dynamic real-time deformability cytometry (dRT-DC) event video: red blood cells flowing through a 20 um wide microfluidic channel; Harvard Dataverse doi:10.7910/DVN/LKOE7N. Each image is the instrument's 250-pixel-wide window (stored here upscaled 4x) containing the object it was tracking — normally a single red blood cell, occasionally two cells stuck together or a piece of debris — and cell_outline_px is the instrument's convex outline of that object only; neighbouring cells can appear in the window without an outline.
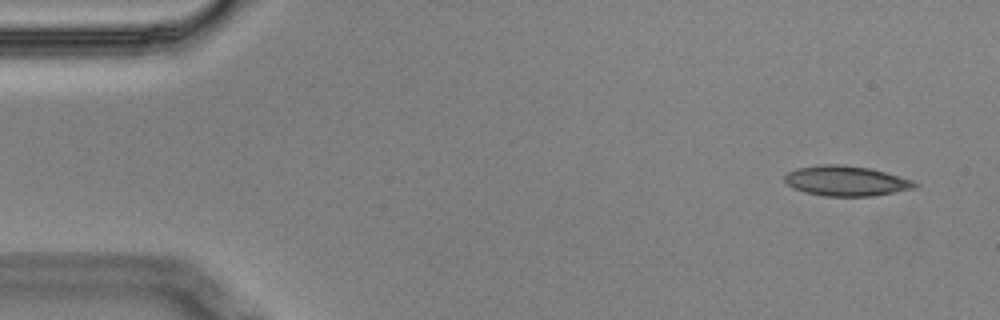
{"species": "Egyptian fruit bat (a non-hibernating species)", "species_latin": "Rousettus aegyptiacus", "temperature_condition": "cold", "stored_images_in_passage": 8, "camera_frame_rate_fps": 3000, "um_per_image_px": 0.085, "animal": {"sex": "male"}, "frame": {"image": 1, "passage_image": 1, "time_ms": 0.0, "image_size_px": [1000, 320], "cell_outline_px": [[920, 184], [916, 188], [896, 192], [872, 196], [824, 196], [804, 192], [792, 188], [784, 180], [784, 176], [788, 172], [796, 168], [824, 164], [840, 164], [868, 168], [884, 172], [912, 180]], "centroid_in_image_um": [71.91, 15.38], "position_along_channel_um": 13.1, "area_um2": 22.83}}
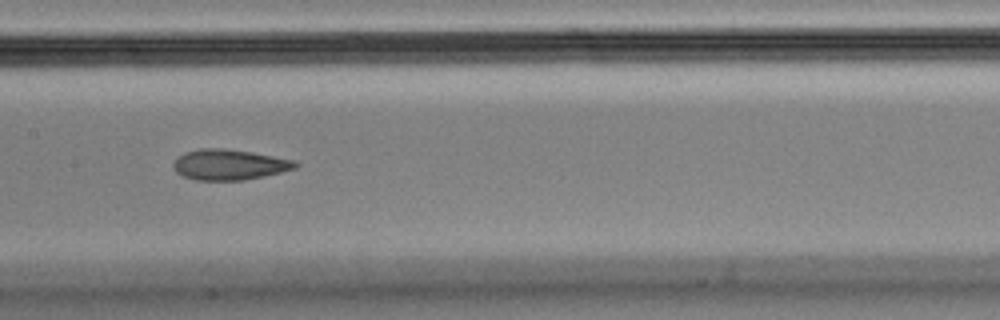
{"frame": {"image": 2, "passage_image": 7, "time_ms": 2.0, "image_size_px": [1000, 320], "cell_outline_px": [[300, 164], [296, 168], [264, 176], [244, 180], [196, 180], [184, 176], [176, 172], [172, 164], [184, 152], [200, 148], [224, 148], [252, 152], [296, 160]], "centroid_in_image_um": [19.51, 13.99], "position_along_channel_um": 187.9, "area_um2": 21.73}}
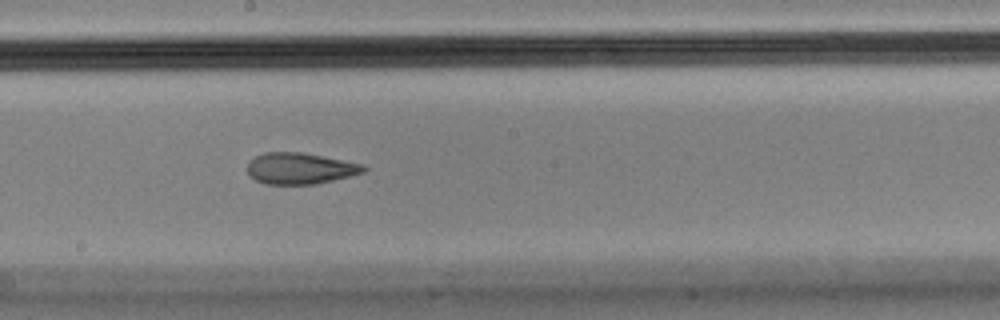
{"frame": {"image": 3, "passage_image": 8, "time_ms": 2.333, "image_size_px": [1000, 320], "cell_outline_px": [[368, 168], [364, 172], [316, 184], [264, 184], [256, 180], [248, 172], [248, 160], [264, 152], [304, 152], [364, 164]], "centroid_in_image_um": [25.51, 14.3], "position_along_channel_um": 222.7, "area_um2": 21.21}}